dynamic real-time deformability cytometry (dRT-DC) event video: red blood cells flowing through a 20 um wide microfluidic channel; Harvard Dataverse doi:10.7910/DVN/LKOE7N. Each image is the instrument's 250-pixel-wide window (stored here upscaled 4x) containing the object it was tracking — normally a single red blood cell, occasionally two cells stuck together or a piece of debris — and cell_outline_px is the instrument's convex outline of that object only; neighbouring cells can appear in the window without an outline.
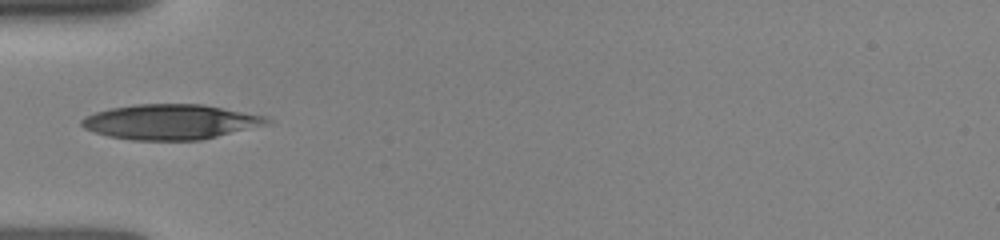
{"species": "human", "species_latin": "Homo sapiens", "temperature_condition": "room temperature", "stored_images_in_passage": 6, "camera_frame_rate_fps": 3000, "um_per_image_px": 0.085, "donor": {"sex": "female"}, "frame": {"image": 1, "passage_image": 1, "time_ms": 0.0, "image_size_px": [1000, 240], "cell_outline_px": [[272, 124], [200, 140], [132, 140], [108, 136], [84, 128], [80, 124], [80, 120], [84, 116], [108, 108], [136, 104], [204, 104], [268, 116], [272, 120]], "centroid_in_image_um": [14.55, 10.35], "position_along_channel_um": 70.5, "area_um2": 38.26}}
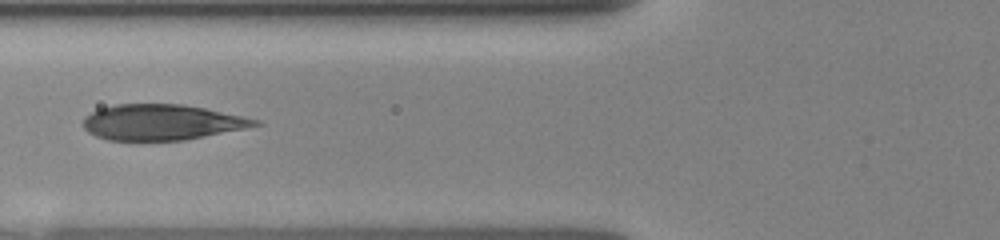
{"frame": {"image": 2, "passage_image": 5, "time_ms": 1.0, "image_size_px": [1000, 240], "cell_outline_px": [[264, 124], [184, 140], [108, 140], [96, 136], [88, 132], [84, 128], [84, 116], [100, 108], [116, 104], [184, 104], [204, 108], [260, 120]], "centroid_in_image_um": [13.73, 10.38], "position_along_channel_um": 112.1, "area_um2": 35.37}}